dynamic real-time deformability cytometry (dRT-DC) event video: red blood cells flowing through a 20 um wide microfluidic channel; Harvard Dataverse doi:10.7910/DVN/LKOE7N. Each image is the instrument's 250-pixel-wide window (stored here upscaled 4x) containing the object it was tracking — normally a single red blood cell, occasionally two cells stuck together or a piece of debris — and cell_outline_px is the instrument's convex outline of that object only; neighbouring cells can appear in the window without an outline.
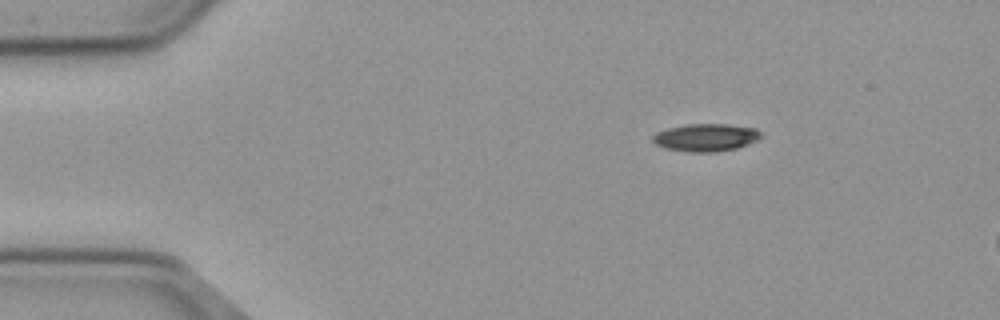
{"species": "common noctule bat (a hibernating species)", "species_latin": "Nyctalus noctula", "temperature_condition": "cold", "stored_images_in_passage": 48, "camera_frame_rate_fps": 3000, "um_per_image_px": 0.085, "animal": {"sex": "male", "body_mass_g": 23.1, "forearm_length_mm": 52.7}, "frame": {"image": 1, "passage_image": 1, "time_ms": 0.0, "image_size_px": [1000, 320], "cell_outline_px": [[764, 136], [756, 140], [736, 148], [716, 152], [688, 152], [664, 148], [656, 144], [652, 140], [652, 136], [656, 132], [668, 128], [688, 124], [728, 124], [756, 128]], "centroid_in_image_um": [59.99, 11.68], "position_along_channel_um": 25.0, "area_um2": 17.46}}
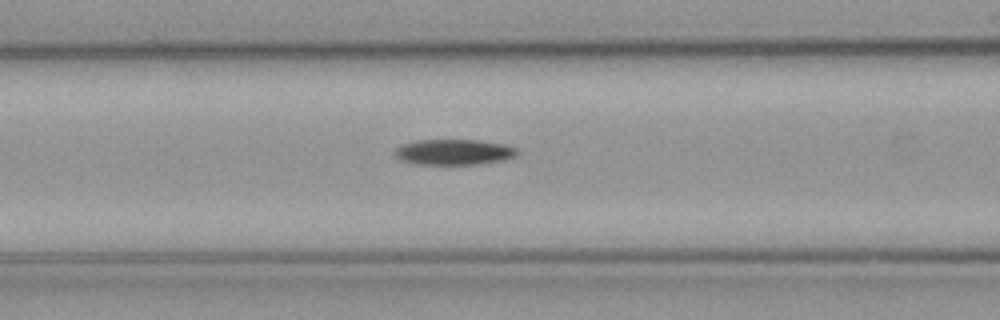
{"frame": {"image": 2, "passage_image": 15, "time_ms": 4.667, "image_size_px": [1000, 320], "cell_outline_px": [[520, 152], [516, 156], [504, 160], [480, 164], [412, 164], [400, 160], [392, 152], [396, 148], [404, 144], [416, 140], [480, 140], [504, 144], [516, 148]], "centroid_in_image_um": [38.59, 12.93], "position_along_channel_um": 128.0, "area_um2": 18.44}}
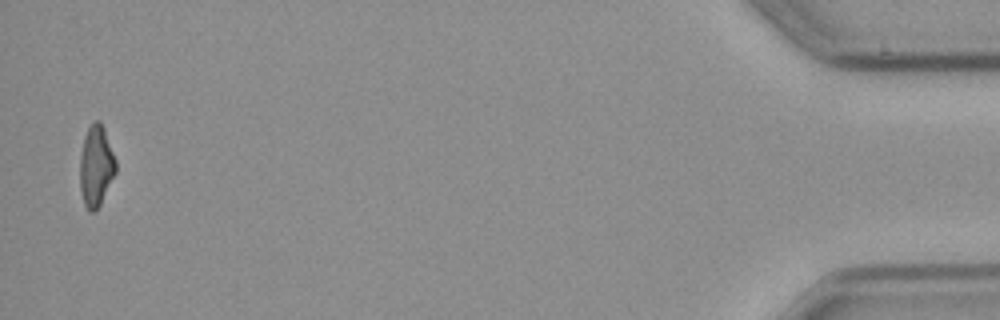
{"frame": {"image": 3, "passage_image": 47, "time_ms": 15.333, "image_size_px": [1000, 320], "cell_outline_px": [[116, 172], [100, 204], [92, 212], [88, 212], [84, 204], [80, 188], [80, 156], [84, 136], [88, 128], [96, 120], [100, 120], [104, 128], [116, 160]], "centroid_in_image_um": [8.16, 14.1], "position_along_channel_um": 427.0, "area_um2": 16.82}}